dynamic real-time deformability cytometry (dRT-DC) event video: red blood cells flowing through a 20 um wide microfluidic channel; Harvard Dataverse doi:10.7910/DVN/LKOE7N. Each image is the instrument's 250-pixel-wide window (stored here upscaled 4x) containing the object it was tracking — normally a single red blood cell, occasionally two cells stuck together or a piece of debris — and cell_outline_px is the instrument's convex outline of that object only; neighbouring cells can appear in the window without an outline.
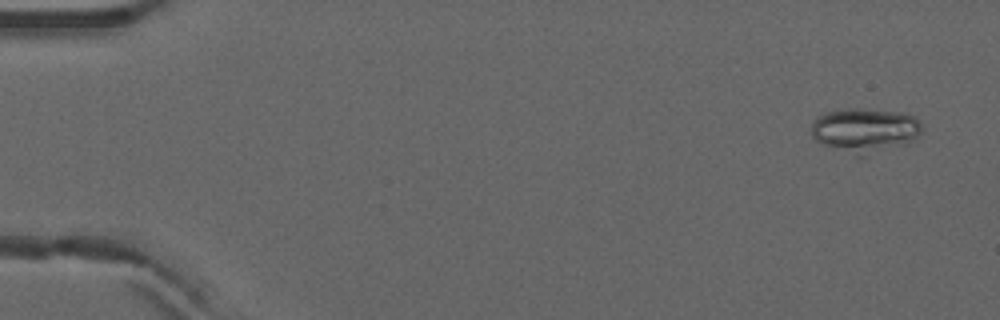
{"species": "common noctule bat (a hibernating species)", "species_latin": "Nyctalus noctula", "temperature_condition": "warm", "stored_images_in_passage": 6, "camera_frame_rate_fps": 3000, "um_per_image_px": 0.085, "animal": {"sex": "male", "forearm_length_mm": 52.5}, "frame": {"image": 1, "passage_image": 1, "time_ms": 0.0, "image_size_px": [1000, 320], "cell_outline_px": [[924, 132], [912, 140], [904, 144], [864, 156], [856, 156], [820, 144], [812, 136], [812, 120], [816, 116], [824, 112], [848, 108], [856, 108], [900, 112], [912, 116], [920, 124]], "centroid_in_image_um": [73.47, 11.07], "position_along_channel_um": 11.5, "area_um2": 28.67}}